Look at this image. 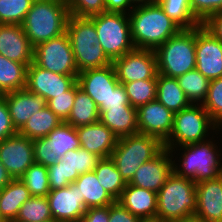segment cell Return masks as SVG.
Segmentation results:
<instances>
[{"label":"cell","instance_id":"obj_1","mask_svg":"<svg viewBox=\"0 0 222 222\" xmlns=\"http://www.w3.org/2000/svg\"><path fill=\"white\" fill-rule=\"evenodd\" d=\"M209 138L170 150L173 159L172 170L177 176L189 178L198 183L222 175V147L217 145L219 141L215 143L217 140H214L215 136L212 135ZM178 150L183 152L179 153Z\"/></svg>","mask_w":222,"mask_h":222},{"label":"cell","instance_id":"obj_2","mask_svg":"<svg viewBox=\"0 0 222 222\" xmlns=\"http://www.w3.org/2000/svg\"><path fill=\"white\" fill-rule=\"evenodd\" d=\"M128 17L135 49L155 51L181 30L157 1L148 5L133 7Z\"/></svg>","mask_w":222,"mask_h":222},{"label":"cell","instance_id":"obj_3","mask_svg":"<svg viewBox=\"0 0 222 222\" xmlns=\"http://www.w3.org/2000/svg\"><path fill=\"white\" fill-rule=\"evenodd\" d=\"M69 16L65 0H34L21 26L35 47L65 33Z\"/></svg>","mask_w":222,"mask_h":222},{"label":"cell","instance_id":"obj_4","mask_svg":"<svg viewBox=\"0 0 222 222\" xmlns=\"http://www.w3.org/2000/svg\"><path fill=\"white\" fill-rule=\"evenodd\" d=\"M196 209V183L172 172L157 192L156 217L164 222H183L194 218Z\"/></svg>","mask_w":222,"mask_h":222},{"label":"cell","instance_id":"obj_5","mask_svg":"<svg viewBox=\"0 0 222 222\" xmlns=\"http://www.w3.org/2000/svg\"><path fill=\"white\" fill-rule=\"evenodd\" d=\"M66 33L71 42L79 73L112 64L97 39L95 24L89 17L70 15Z\"/></svg>","mask_w":222,"mask_h":222},{"label":"cell","instance_id":"obj_6","mask_svg":"<svg viewBox=\"0 0 222 222\" xmlns=\"http://www.w3.org/2000/svg\"><path fill=\"white\" fill-rule=\"evenodd\" d=\"M218 131L222 130L211 119L203 105L191 104L174 113L173 129L169 138L164 142V148L171 150L174 147L195 144L207 140L209 135L221 134Z\"/></svg>","mask_w":222,"mask_h":222},{"label":"cell","instance_id":"obj_7","mask_svg":"<svg viewBox=\"0 0 222 222\" xmlns=\"http://www.w3.org/2000/svg\"><path fill=\"white\" fill-rule=\"evenodd\" d=\"M158 74L177 78L196 69L195 27L181 29L155 50Z\"/></svg>","mask_w":222,"mask_h":222},{"label":"cell","instance_id":"obj_8","mask_svg":"<svg viewBox=\"0 0 222 222\" xmlns=\"http://www.w3.org/2000/svg\"><path fill=\"white\" fill-rule=\"evenodd\" d=\"M163 149L164 143L159 138L138 133L118 138L110 158L129 183L141 164L157 156Z\"/></svg>","mask_w":222,"mask_h":222},{"label":"cell","instance_id":"obj_9","mask_svg":"<svg viewBox=\"0 0 222 222\" xmlns=\"http://www.w3.org/2000/svg\"><path fill=\"white\" fill-rule=\"evenodd\" d=\"M89 18L94 22L97 39L111 61L135 49L128 14L103 12Z\"/></svg>","mask_w":222,"mask_h":222},{"label":"cell","instance_id":"obj_10","mask_svg":"<svg viewBox=\"0 0 222 222\" xmlns=\"http://www.w3.org/2000/svg\"><path fill=\"white\" fill-rule=\"evenodd\" d=\"M34 62L61 75H78L71 42L65 32L34 47Z\"/></svg>","mask_w":222,"mask_h":222},{"label":"cell","instance_id":"obj_11","mask_svg":"<svg viewBox=\"0 0 222 222\" xmlns=\"http://www.w3.org/2000/svg\"><path fill=\"white\" fill-rule=\"evenodd\" d=\"M34 161L46 167L54 165L67 152L81 147L76 128L62 122L46 137L33 140Z\"/></svg>","mask_w":222,"mask_h":222},{"label":"cell","instance_id":"obj_12","mask_svg":"<svg viewBox=\"0 0 222 222\" xmlns=\"http://www.w3.org/2000/svg\"><path fill=\"white\" fill-rule=\"evenodd\" d=\"M120 84L157 79V59L154 50L134 49L112 61Z\"/></svg>","mask_w":222,"mask_h":222},{"label":"cell","instance_id":"obj_13","mask_svg":"<svg viewBox=\"0 0 222 222\" xmlns=\"http://www.w3.org/2000/svg\"><path fill=\"white\" fill-rule=\"evenodd\" d=\"M0 162L12 179H20L35 162L33 140L19 133L0 142Z\"/></svg>","mask_w":222,"mask_h":222},{"label":"cell","instance_id":"obj_14","mask_svg":"<svg viewBox=\"0 0 222 222\" xmlns=\"http://www.w3.org/2000/svg\"><path fill=\"white\" fill-rule=\"evenodd\" d=\"M78 75H61L39 67L34 61L27 66L26 89L40 95L46 102L65 91L76 82Z\"/></svg>","mask_w":222,"mask_h":222},{"label":"cell","instance_id":"obj_15","mask_svg":"<svg viewBox=\"0 0 222 222\" xmlns=\"http://www.w3.org/2000/svg\"><path fill=\"white\" fill-rule=\"evenodd\" d=\"M196 69L206 78L222 77V42L202 25L195 27Z\"/></svg>","mask_w":222,"mask_h":222},{"label":"cell","instance_id":"obj_16","mask_svg":"<svg viewBox=\"0 0 222 222\" xmlns=\"http://www.w3.org/2000/svg\"><path fill=\"white\" fill-rule=\"evenodd\" d=\"M174 113L159 101L154 100L137 109V124L140 134L159 138L163 143L173 129Z\"/></svg>","mask_w":222,"mask_h":222},{"label":"cell","instance_id":"obj_17","mask_svg":"<svg viewBox=\"0 0 222 222\" xmlns=\"http://www.w3.org/2000/svg\"><path fill=\"white\" fill-rule=\"evenodd\" d=\"M77 83L95 101L98 109L101 105H108L110 92L120 84L112 64L80 72Z\"/></svg>","mask_w":222,"mask_h":222},{"label":"cell","instance_id":"obj_18","mask_svg":"<svg viewBox=\"0 0 222 222\" xmlns=\"http://www.w3.org/2000/svg\"><path fill=\"white\" fill-rule=\"evenodd\" d=\"M53 220L59 222H80L86 212L84 201L80 198L74 183L61 189L50 190L46 196Z\"/></svg>","mask_w":222,"mask_h":222},{"label":"cell","instance_id":"obj_19","mask_svg":"<svg viewBox=\"0 0 222 222\" xmlns=\"http://www.w3.org/2000/svg\"><path fill=\"white\" fill-rule=\"evenodd\" d=\"M170 150L164 148L157 156L141 164L129 184L157 193L173 172Z\"/></svg>","mask_w":222,"mask_h":222},{"label":"cell","instance_id":"obj_20","mask_svg":"<svg viewBox=\"0 0 222 222\" xmlns=\"http://www.w3.org/2000/svg\"><path fill=\"white\" fill-rule=\"evenodd\" d=\"M196 200L194 218L204 222H222V175L196 183Z\"/></svg>","mask_w":222,"mask_h":222},{"label":"cell","instance_id":"obj_21","mask_svg":"<svg viewBox=\"0 0 222 222\" xmlns=\"http://www.w3.org/2000/svg\"><path fill=\"white\" fill-rule=\"evenodd\" d=\"M0 54L26 66L34 61V47L21 25L0 24Z\"/></svg>","mask_w":222,"mask_h":222},{"label":"cell","instance_id":"obj_22","mask_svg":"<svg viewBox=\"0 0 222 222\" xmlns=\"http://www.w3.org/2000/svg\"><path fill=\"white\" fill-rule=\"evenodd\" d=\"M81 148L99 156L111 157L118 137L100 121L76 128Z\"/></svg>","mask_w":222,"mask_h":222},{"label":"cell","instance_id":"obj_23","mask_svg":"<svg viewBox=\"0 0 222 222\" xmlns=\"http://www.w3.org/2000/svg\"><path fill=\"white\" fill-rule=\"evenodd\" d=\"M12 123L19 131L29 118L46 106V100L26 88L4 94Z\"/></svg>","mask_w":222,"mask_h":222},{"label":"cell","instance_id":"obj_24","mask_svg":"<svg viewBox=\"0 0 222 222\" xmlns=\"http://www.w3.org/2000/svg\"><path fill=\"white\" fill-rule=\"evenodd\" d=\"M118 202L140 219L156 218L157 193L151 190L127 183Z\"/></svg>","mask_w":222,"mask_h":222},{"label":"cell","instance_id":"obj_25","mask_svg":"<svg viewBox=\"0 0 222 222\" xmlns=\"http://www.w3.org/2000/svg\"><path fill=\"white\" fill-rule=\"evenodd\" d=\"M99 121L118 138L139 133L137 109L133 106H121L99 111Z\"/></svg>","mask_w":222,"mask_h":222},{"label":"cell","instance_id":"obj_26","mask_svg":"<svg viewBox=\"0 0 222 222\" xmlns=\"http://www.w3.org/2000/svg\"><path fill=\"white\" fill-rule=\"evenodd\" d=\"M31 197L27 187L19 179H13L0 190V216L2 220L14 222L22 204Z\"/></svg>","mask_w":222,"mask_h":222},{"label":"cell","instance_id":"obj_27","mask_svg":"<svg viewBox=\"0 0 222 222\" xmlns=\"http://www.w3.org/2000/svg\"><path fill=\"white\" fill-rule=\"evenodd\" d=\"M74 184L78 188L80 198L84 201L87 209L106 207L115 202L100 185L94 171L80 174Z\"/></svg>","mask_w":222,"mask_h":222},{"label":"cell","instance_id":"obj_28","mask_svg":"<svg viewBox=\"0 0 222 222\" xmlns=\"http://www.w3.org/2000/svg\"><path fill=\"white\" fill-rule=\"evenodd\" d=\"M156 100L173 113L191 105L177 78L157 74Z\"/></svg>","mask_w":222,"mask_h":222},{"label":"cell","instance_id":"obj_29","mask_svg":"<svg viewBox=\"0 0 222 222\" xmlns=\"http://www.w3.org/2000/svg\"><path fill=\"white\" fill-rule=\"evenodd\" d=\"M99 121V110L95 101L86 94L76 82V94L67 124L74 128L93 124Z\"/></svg>","mask_w":222,"mask_h":222},{"label":"cell","instance_id":"obj_30","mask_svg":"<svg viewBox=\"0 0 222 222\" xmlns=\"http://www.w3.org/2000/svg\"><path fill=\"white\" fill-rule=\"evenodd\" d=\"M62 122L63 121L46 105L34 113L18 133L31 140L44 138Z\"/></svg>","mask_w":222,"mask_h":222},{"label":"cell","instance_id":"obj_31","mask_svg":"<svg viewBox=\"0 0 222 222\" xmlns=\"http://www.w3.org/2000/svg\"><path fill=\"white\" fill-rule=\"evenodd\" d=\"M94 172L100 185L115 201H118L127 182L118 171L115 162L110 157L103 158L98 162Z\"/></svg>","mask_w":222,"mask_h":222},{"label":"cell","instance_id":"obj_32","mask_svg":"<svg viewBox=\"0 0 222 222\" xmlns=\"http://www.w3.org/2000/svg\"><path fill=\"white\" fill-rule=\"evenodd\" d=\"M27 66L0 54V91L5 94L26 87Z\"/></svg>","mask_w":222,"mask_h":222},{"label":"cell","instance_id":"obj_33","mask_svg":"<svg viewBox=\"0 0 222 222\" xmlns=\"http://www.w3.org/2000/svg\"><path fill=\"white\" fill-rule=\"evenodd\" d=\"M177 80L191 104H202L205 101L211 80L197 69L178 76Z\"/></svg>","mask_w":222,"mask_h":222},{"label":"cell","instance_id":"obj_34","mask_svg":"<svg viewBox=\"0 0 222 222\" xmlns=\"http://www.w3.org/2000/svg\"><path fill=\"white\" fill-rule=\"evenodd\" d=\"M59 160L70 167V184H72L80 174L94 171L101 158L80 147L67 152Z\"/></svg>","mask_w":222,"mask_h":222},{"label":"cell","instance_id":"obj_35","mask_svg":"<svg viewBox=\"0 0 222 222\" xmlns=\"http://www.w3.org/2000/svg\"><path fill=\"white\" fill-rule=\"evenodd\" d=\"M164 12L181 29H192L201 25L191 10L190 0H156Z\"/></svg>","mask_w":222,"mask_h":222},{"label":"cell","instance_id":"obj_36","mask_svg":"<svg viewBox=\"0 0 222 222\" xmlns=\"http://www.w3.org/2000/svg\"><path fill=\"white\" fill-rule=\"evenodd\" d=\"M53 220L46 196H32L20 207L14 222H47Z\"/></svg>","mask_w":222,"mask_h":222},{"label":"cell","instance_id":"obj_37","mask_svg":"<svg viewBox=\"0 0 222 222\" xmlns=\"http://www.w3.org/2000/svg\"><path fill=\"white\" fill-rule=\"evenodd\" d=\"M31 196H47L50 192L47 167L34 162L19 179Z\"/></svg>","mask_w":222,"mask_h":222},{"label":"cell","instance_id":"obj_38","mask_svg":"<svg viewBox=\"0 0 222 222\" xmlns=\"http://www.w3.org/2000/svg\"><path fill=\"white\" fill-rule=\"evenodd\" d=\"M123 86L128 95L130 105L136 109L156 100L157 79L123 83Z\"/></svg>","mask_w":222,"mask_h":222},{"label":"cell","instance_id":"obj_39","mask_svg":"<svg viewBox=\"0 0 222 222\" xmlns=\"http://www.w3.org/2000/svg\"><path fill=\"white\" fill-rule=\"evenodd\" d=\"M34 0H0V24H19L24 21Z\"/></svg>","mask_w":222,"mask_h":222},{"label":"cell","instance_id":"obj_40","mask_svg":"<svg viewBox=\"0 0 222 222\" xmlns=\"http://www.w3.org/2000/svg\"><path fill=\"white\" fill-rule=\"evenodd\" d=\"M211 119L219 126H222V77L213 79L210 82L208 94L202 103Z\"/></svg>","mask_w":222,"mask_h":222},{"label":"cell","instance_id":"obj_41","mask_svg":"<svg viewBox=\"0 0 222 222\" xmlns=\"http://www.w3.org/2000/svg\"><path fill=\"white\" fill-rule=\"evenodd\" d=\"M70 15L91 17L106 12L105 0H65Z\"/></svg>","mask_w":222,"mask_h":222},{"label":"cell","instance_id":"obj_42","mask_svg":"<svg viewBox=\"0 0 222 222\" xmlns=\"http://www.w3.org/2000/svg\"><path fill=\"white\" fill-rule=\"evenodd\" d=\"M76 94V83L63 94L49 99L46 105L53 111L63 122H65L73 107Z\"/></svg>","mask_w":222,"mask_h":222},{"label":"cell","instance_id":"obj_43","mask_svg":"<svg viewBox=\"0 0 222 222\" xmlns=\"http://www.w3.org/2000/svg\"><path fill=\"white\" fill-rule=\"evenodd\" d=\"M50 190H57L70 185V167L65 162L47 167Z\"/></svg>","mask_w":222,"mask_h":222},{"label":"cell","instance_id":"obj_44","mask_svg":"<svg viewBox=\"0 0 222 222\" xmlns=\"http://www.w3.org/2000/svg\"><path fill=\"white\" fill-rule=\"evenodd\" d=\"M195 18L202 24L208 17L222 11V0H190Z\"/></svg>","mask_w":222,"mask_h":222},{"label":"cell","instance_id":"obj_45","mask_svg":"<svg viewBox=\"0 0 222 222\" xmlns=\"http://www.w3.org/2000/svg\"><path fill=\"white\" fill-rule=\"evenodd\" d=\"M14 127L4 95L0 97V142L17 134Z\"/></svg>","mask_w":222,"mask_h":222},{"label":"cell","instance_id":"obj_46","mask_svg":"<svg viewBox=\"0 0 222 222\" xmlns=\"http://www.w3.org/2000/svg\"><path fill=\"white\" fill-rule=\"evenodd\" d=\"M140 218L130 213L120 202L109 205L108 222H139Z\"/></svg>","mask_w":222,"mask_h":222},{"label":"cell","instance_id":"obj_47","mask_svg":"<svg viewBox=\"0 0 222 222\" xmlns=\"http://www.w3.org/2000/svg\"><path fill=\"white\" fill-rule=\"evenodd\" d=\"M121 106H131L128 95L123 84H119L108 97V105H101L99 111L108 110V108H116Z\"/></svg>","mask_w":222,"mask_h":222},{"label":"cell","instance_id":"obj_48","mask_svg":"<svg viewBox=\"0 0 222 222\" xmlns=\"http://www.w3.org/2000/svg\"><path fill=\"white\" fill-rule=\"evenodd\" d=\"M109 206L88 208L82 216L80 222H108Z\"/></svg>","mask_w":222,"mask_h":222},{"label":"cell","instance_id":"obj_49","mask_svg":"<svg viewBox=\"0 0 222 222\" xmlns=\"http://www.w3.org/2000/svg\"><path fill=\"white\" fill-rule=\"evenodd\" d=\"M201 25L222 42V11L211 15Z\"/></svg>","mask_w":222,"mask_h":222},{"label":"cell","instance_id":"obj_50","mask_svg":"<svg viewBox=\"0 0 222 222\" xmlns=\"http://www.w3.org/2000/svg\"><path fill=\"white\" fill-rule=\"evenodd\" d=\"M106 12L129 14L133 7L129 0H105Z\"/></svg>","mask_w":222,"mask_h":222},{"label":"cell","instance_id":"obj_51","mask_svg":"<svg viewBox=\"0 0 222 222\" xmlns=\"http://www.w3.org/2000/svg\"><path fill=\"white\" fill-rule=\"evenodd\" d=\"M12 177L8 174L6 168L0 162V190L12 181Z\"/></svg>","mask_w":222,"mask_h":222},{"label":"cell","instance_id":"obj_52","mask_svg":"<svg viewBox=\"0 0 222 222\" xmlns=\"http://www.w3.org/2000/svg\"><path fill=\"white\" fill-rule=\"evenodd\" d=\"M156 0H129L132 7L144 6L154 3Z\"/></svg>","mask_w":222,"mask_h":222},{"label":"cell","instance_id":"obj_53","mask_svg":"<svg viewBox=\"0 0 222 222\" xmlns=\"http://www.w3.org/2000/svg\"><path fill=\"white\" fill-rule=\"evenodd\" d=\"M139 222H164L159 218H145V219H140Z\"/></svg>","mask_w":222,"mask_h":222},{"label":"cell","instance_id":"obj_54","mask_svg":"<svg viewBox=\"0 0 222 222\" xmlns=\"http://www.w3.org/2000/svg\"><path fill=\"white\" fill-rule=\"evenodd\" d=\"M183 222H204V221L198 220L196 218H191V219H187V220H185Z\"/></svg>","mask_w":222,"mask_h":222},{"label":"cell","instance_id":"obj_55","mask_svg":"<svg viewBox=\"0 0 222 222\" xmlns=\"http://www.w3.org/2000/svg\"><path fill=\"white\" fill-rule=\"evenodd\" d=\"M47 222H59V221H56V220H50V221H47Z\"/></svg>","mask_w":222,"mask_h":222}]
</instances>
